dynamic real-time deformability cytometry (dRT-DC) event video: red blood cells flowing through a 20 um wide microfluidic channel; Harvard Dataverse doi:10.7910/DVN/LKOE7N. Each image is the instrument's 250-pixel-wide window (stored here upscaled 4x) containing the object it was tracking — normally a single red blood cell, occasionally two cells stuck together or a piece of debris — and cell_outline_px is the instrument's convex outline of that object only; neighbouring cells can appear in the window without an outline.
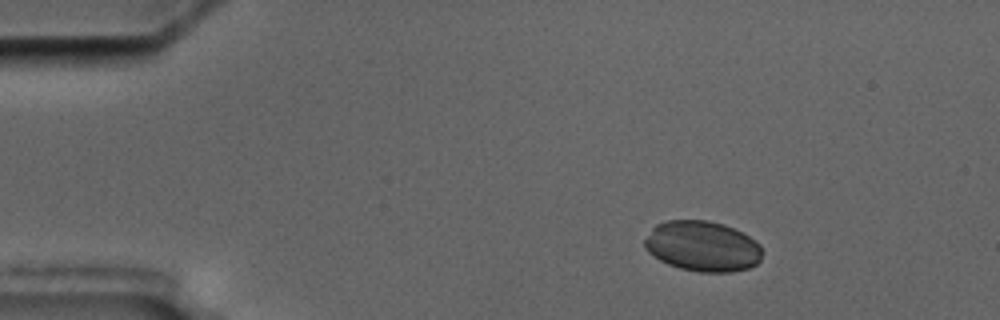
{"species": "common noctule bat (a hibernating species)", "species_latin": "Nyctalus noctula", "temperature_condition": "cold", "stored_images_in_passage": 8, "camera_frame_rate_fps": 3000, "um_per_image_px": 0.085, "animal": {"sex": "male", "body_mass_g": 17.5, "forearm_length_mm": 52.3}, "frame": {"image": 1, "passage_image": 3, "time_ms": 2.333, "image_size_px": [1000, 320], "cell_outline_px": [[764, 252], [760, 260], [756, 264], [748, 268], [732, 272], [696, 272], [680, 268], [668, 264], [660, 260], [648, 252], [644, 248], [644, 240], [652, 228], [656, 224], [668, 220], [708, 220], [724, 224], [748, 236], [760, 244]], "centroid_in_image_um": [59.71, 20.93], "position_along_channel_um": 25.3, "area_um2": 34.74}}